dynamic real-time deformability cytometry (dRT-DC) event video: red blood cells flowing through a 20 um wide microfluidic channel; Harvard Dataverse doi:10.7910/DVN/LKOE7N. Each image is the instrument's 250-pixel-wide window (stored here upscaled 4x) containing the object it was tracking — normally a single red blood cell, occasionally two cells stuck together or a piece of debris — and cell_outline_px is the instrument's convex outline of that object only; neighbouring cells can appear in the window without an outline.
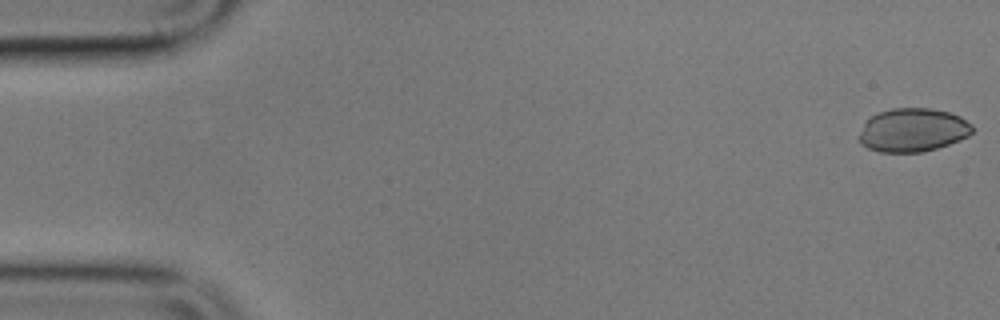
{"species": "common noctule bat (a hibernating species)", "species_latin": "Nyctalus noctula", "temperature_condition": "cold", "stored_images_in_passage": 7, "camera_frame_rate_fps": 3000, "um_per_image_px": 0.085, "animal": {"sex": "male", "body_mass_g": 17.9}, "frame": {"image": 1, "passage_image": 1, "time_ms": 0.0, "image_size_px": [1000, 320], "cell_outline_px": [[972, 132], [968, 136], [960, 140], [924, 152], [880, 152], [868, 148], [860, 144], [860, 132], [864, 124], [872, 116], [880, 112], [892, 108], [932, 108], [948, 112], [960, 116], [972, 124]], "centroid_in_image_um": [77.61, 11.06], "position_along_channel_um": 7.4, "area_um2": 28.61}}
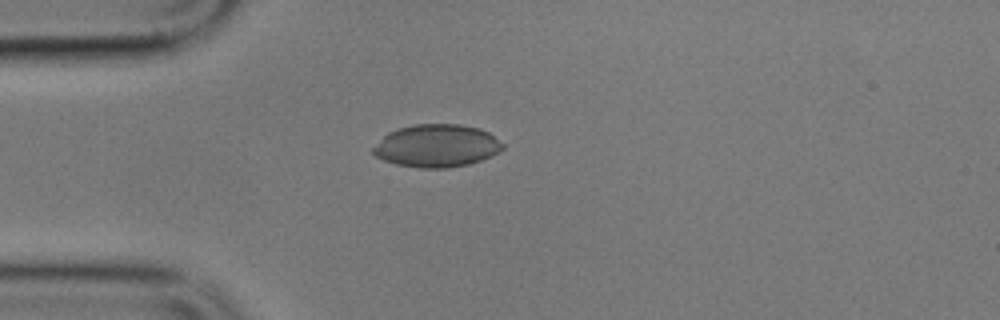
{"frame": {"image": 2, "passage_image": 5, "time_ms": 4.667, "image_size_px": [1000, 320], "cell_outline_px": [[504, 148], [500, 152], [492, 156], [468, 164], [448, 168], [420, 168], [396, 164], [384, 160], [376, 156], [372, 152], [372, 148], [388, 132], [396, 128], [416, 124], [460, 124], [480, 128], [488, 132], [504, 144]], "centroid_in_image_um": [37.13, 12.39], "position_along_channel_um": 47.9, "area_um2": 32.37}}
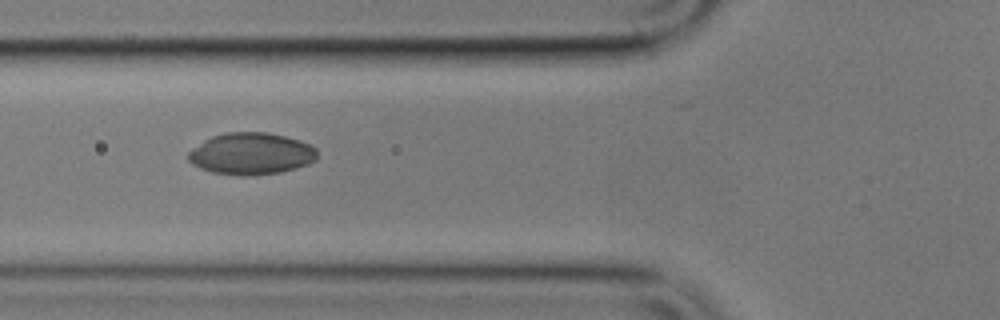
{"frame": {"image": 3, "passage_image": 7, "time_ms": 6.667, "image_size_px": [1000, 320], "cell_outline_px": [[316, 160], [308, 164], [296, 168], [280, 172], [248, 176], [240, 176], [212, 172], [200, 168], [192, 164], [188, 160], [188, 152], [192, 148], [204, 140], [212, 136], [228, 132], [268, 132], [300, 140], [316, 148]], "centroid_in_image_um": [21.33, 13.07], "position_along_channel_um": 104.5, "area_um2": 31.5}}